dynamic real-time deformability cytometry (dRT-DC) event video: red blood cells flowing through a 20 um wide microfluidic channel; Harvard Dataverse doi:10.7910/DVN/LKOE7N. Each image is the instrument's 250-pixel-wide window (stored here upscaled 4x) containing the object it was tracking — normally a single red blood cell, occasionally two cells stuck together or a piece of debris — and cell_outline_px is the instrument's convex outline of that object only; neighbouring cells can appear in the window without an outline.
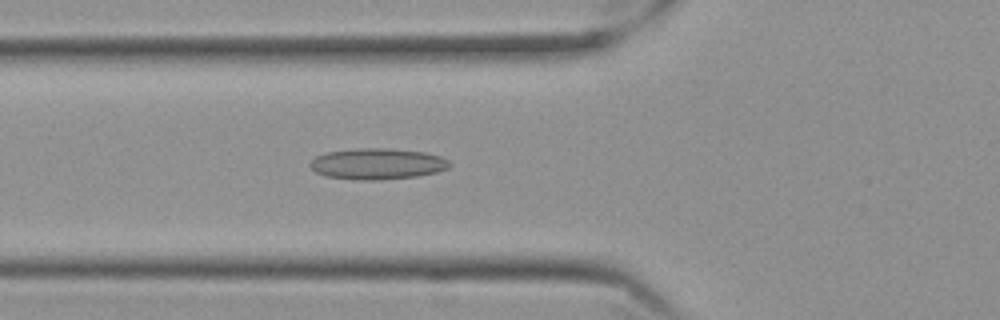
{"species": "Egyptian fruit bat (a non-hibernating species)", "species_latin": "Rousettus aegyptiacus", "temperature_condition": "cold", "stored_images_in_passage": 49, "camera_frame_rate_fps": 3000, "um_per_image_px": 0.085, "frame": {"image": 1, "passage_image": 13, "time_ms": 4.0, "image_size_px": [1000, 320], "cell_outline_px": [[452, 164], [448, 168], [436, 172], [416, 176], [376, 180], [360, 180], [324, 176], [316, 172], [308, 164], [316, 156], [324, 152], [356, 148], [392, 148], [424, 152], [440, 156], [448, 160]], "centroid_in_image_um": [32.05, 13.91], "position_along_channel_um": 93.7, "area_um2": 25.37}}
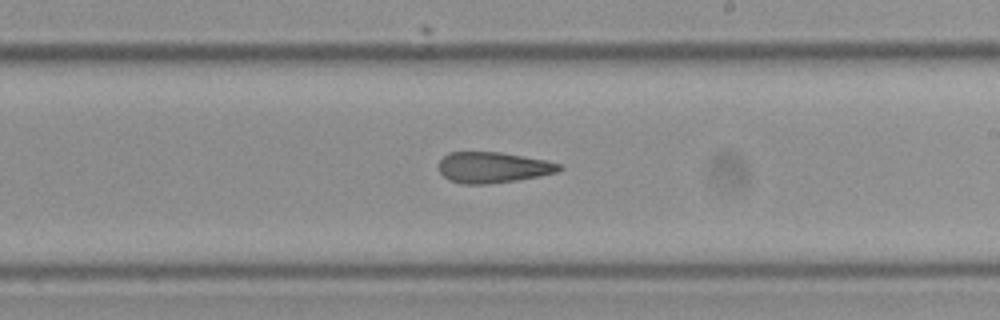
{"frame": {"image": 2, "passage_image": 26, "time_ms": 8.333, "image_size_px": [1000, 320], "cell_outline_px": [[564, 168], [556, 172], [516, 180], [488, 184], [464, 184], [448, 180], [440, 172], [440, 160], [448, 152], [500, 152], [548, 160], [560, 164]], "centroid_in_image_um": [41.9, 14.22], "position_along_channel_um": 247.1, "area_um2": 21.56}}
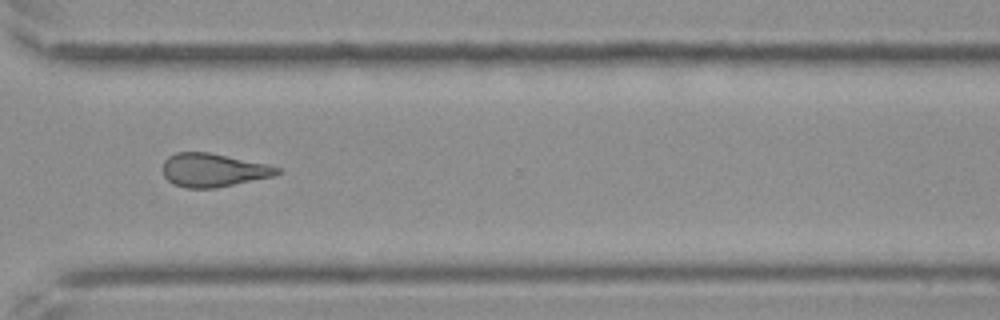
{"frame": {"image": 3, "passage_image": 35, "time_ms": 11.333, "image_size_px": [1000, 320], "cell_outline_px": [[280, 172], [272, 176], [216, 188], [184, 188], [168, 180], [164, 176], [160, 168], [164, 160], [168, 156], [176, 152], [208, 152], [268, 164], [280, 168]], "centroid_in_image_um": [18.07, 14.45], "position_along_channel_um": 352.5, "area_um2": 22.31}, "authors_computed_cell_mechanics": {"area_um2": 22.831, "velocity_mm_per_s": 3.5123, "shape_relaxation_time_tau1_ms": null, "shape_relaxation_time_tau2_ms": 3.893, "deformation_change_tau1": null, "deformation_change_tau2": 0.1296}}